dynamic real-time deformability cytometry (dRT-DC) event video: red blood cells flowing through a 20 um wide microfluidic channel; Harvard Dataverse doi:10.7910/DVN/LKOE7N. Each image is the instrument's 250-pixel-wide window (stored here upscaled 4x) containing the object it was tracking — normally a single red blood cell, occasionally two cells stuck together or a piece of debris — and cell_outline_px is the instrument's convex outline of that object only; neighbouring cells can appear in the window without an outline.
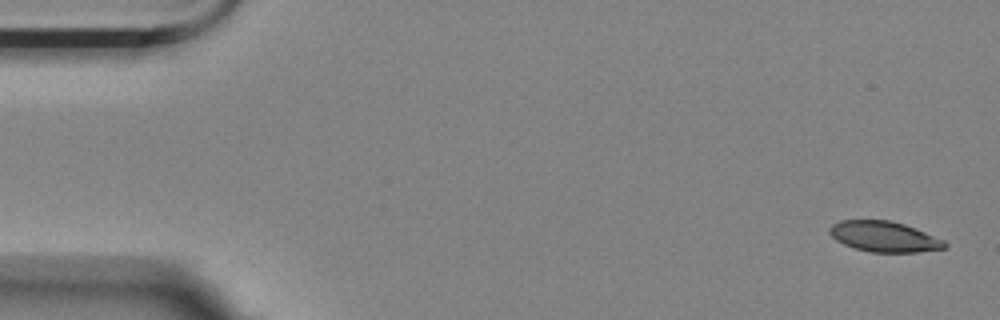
{"species": "Egyptian fruit bat (a non-hibernating species)", "species_latin": "Rousettus aegyptiacus", "temperature_condition": "room temperature", "stored_images_in_passage": 5, "camera_frame_rate_fps": 3000, "um_per_image_px": 0.085, "animal": {"sex": "female"}, "frame": {"image": 1, "passage_image": 1, "time_ms": 0.0, "image_size_px": [1000, 320], "cell_outline_px": [[948, 248], [916, 252], [872, 252], [856, 248], [844, 244], [836, 240], [828, 232], [828, 228], [832, 224], [840, 220], [892, 220], [916, 228], [944, 240], [948, 244]], "centroid_in_image_um": [75.17, 20.1], "position_along_channel_um": 9.8, "area_um2": 20.58}}
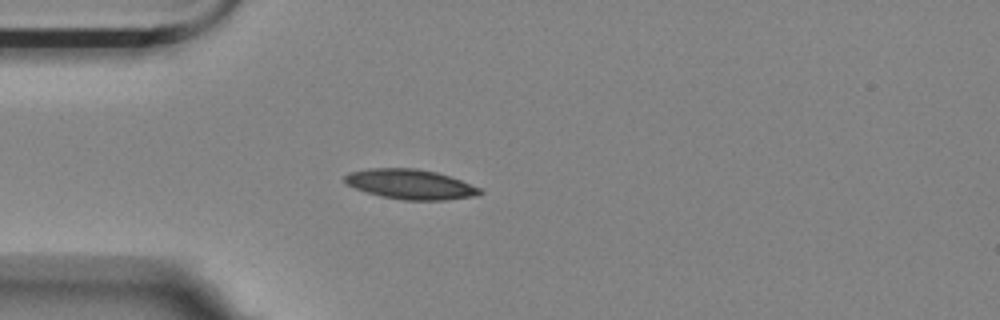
{"frame": {"image": 2, "passage_image": 5, "time_ms": 4.333, "image_size_px": [1000, 320], "cell_outline_px": [[484, 192], [476, 196], [444, 200], [404, 200], [380, 196], [356, 188], [348, 184], [344, 180], [344, 176], [348, 172], [368, 168], [416, 168], [436, 172], [460, 180], [480, 188]], "centroid_in_image_um": [34.88, 15.66], "position_along_channel_um": 50.1, "area_um2": 23.41}}